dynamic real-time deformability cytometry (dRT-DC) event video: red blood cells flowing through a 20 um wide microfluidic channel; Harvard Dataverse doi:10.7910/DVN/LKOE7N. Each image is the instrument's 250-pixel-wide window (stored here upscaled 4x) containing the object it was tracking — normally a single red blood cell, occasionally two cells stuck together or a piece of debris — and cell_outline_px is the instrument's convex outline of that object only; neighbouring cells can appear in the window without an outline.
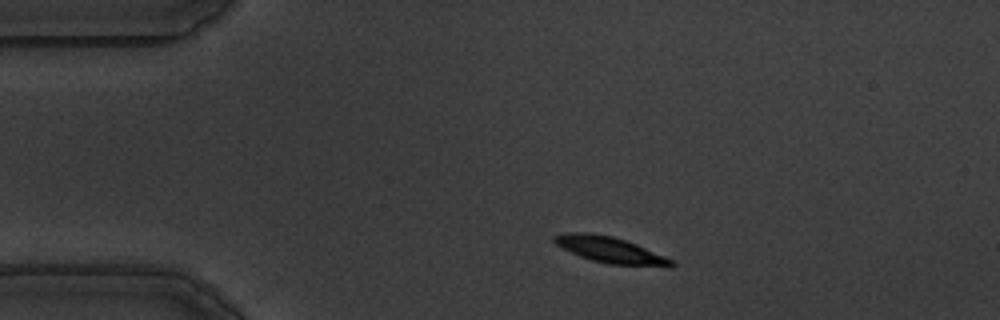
{"species": "common noctule bat (a hibernating species)", "species_latin": "Nyctalus noctula", "temperature_condition": "warm", "stored_images_in_passage": 52, "camera_frame_rate_fps": 3000, "um_per_image_px": 0.085, "animal": {"sex": "male", "body_mass_g": 19.5, "forearm_length_mm": 54.6}, "frame": {"image": 1, "passage_image": 5, "time_ms": 1.333, "image_size_px": [1000, 320], "cell_outline_px": [[676, 264], [672, 268], [664, 268], [608, 264], [592, 260], [580, 256], [556, 244], [552, 240], [552, 236], [564, 232], [588, 232], [612, 236], [636, 244], [664, 256], [672, 260]], "centroid_in_image_um": [51.91, 21.26], "position_along_channel_um": 33.1, "area_um2": 18.03}}
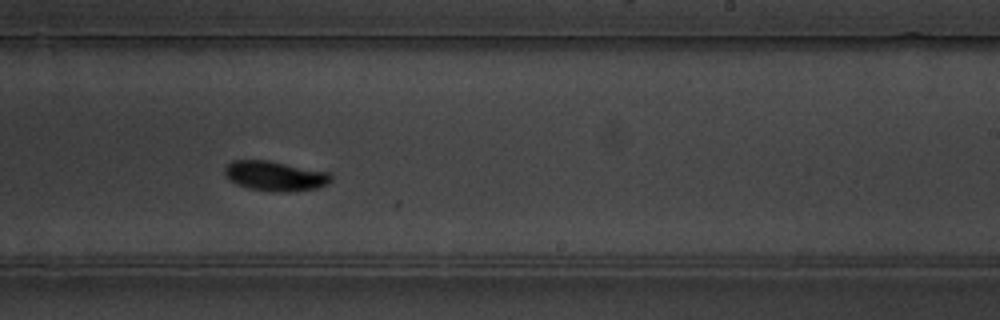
{"frame": {"image": 2, "passage_image": 29, "time_ms": 9.333, "image_size_px": [1000, 320], "cell_outline_px": [[332, 180], [328, 184], [316, 188], [288, 192], [280, 192], [248, 188], [236, 184], [224, 172], [224, 168], [232, 160], [268, 160], [328, 172], [332, 176]], "centroid_in_image_um": [23.4, 14.95], "position_along_channel_um": 265.6, "area_um2": 18.32}}
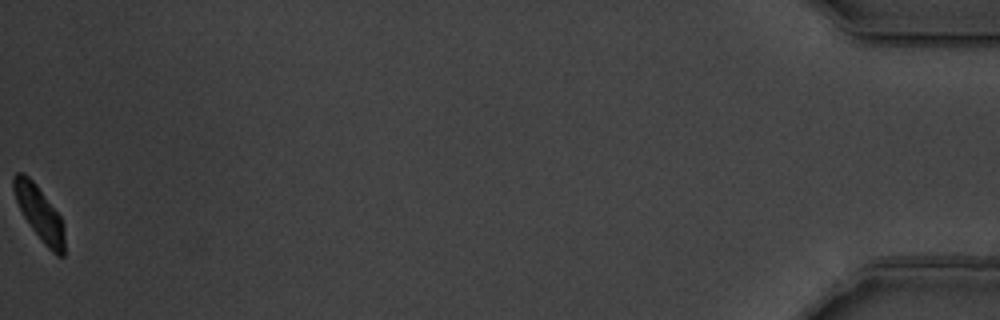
{"frame": {"image": 3, "passage_image": 52, "time_ms": 17.0, "image_size_px": [1000, 320], "cell_outline_px": [[64, 256], [56, 256], [44, 244], [32, 228], [24, 216], [16, 200], [12, 188], [12, 176], [16, 172], [24, 172], [36, 184], [60, 216], [64, 224]], "centroid_in_image_um": [3.34, 18.1], "position_along_channel_um": 431.9, "area_um2": 15.95}, "authors_computed_cell_mechanics": {"area_um2": 17.6868, "velocity_mm_per_s": 3.4557, "shape_relaxation_time_tau1_ms": 4.2113, "shape_relaxation_time_tau2_ms": 4.2483, "deformation_change_tau1": 0.2074, "deformation_change_tau2": 0.0633}}